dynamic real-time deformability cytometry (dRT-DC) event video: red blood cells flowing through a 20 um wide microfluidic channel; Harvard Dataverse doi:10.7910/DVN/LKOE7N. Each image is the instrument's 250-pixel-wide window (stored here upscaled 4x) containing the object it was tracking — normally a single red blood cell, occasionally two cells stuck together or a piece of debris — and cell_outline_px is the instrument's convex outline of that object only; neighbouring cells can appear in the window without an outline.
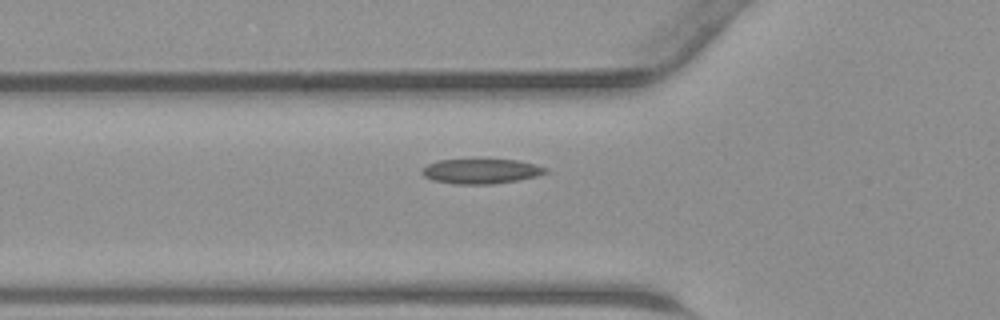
{"species": "common noctule bat (a hibernating species)", "species_latin": "Nyctalus noctula", "temperature_condition": "warm", "stored_images_in_passage": 40, "camera_frame_rate_fps": 3000, "um_per_image_px": 0.085, "animal": {"sex": "male", "body_mass_g": 23.1, "forearm_length_mm": 52.7}, "frame": {"image": 1, "passage_image": 16, "time_ms": 5.0, "image_size_px": [1000, 320], "cell_outline_px": [[552, 172], [536, 176], [516, 180], [492, 184], [452, 184], [432, 180], [424, 176], [420, 172], [420, 168], [428, 164], [440, 160], [516, 160], [536, 164], [548, 168]], "centroid_in_image_um": [40.89, 14.56], "position_along_channel_um": 84.9, "area_um2": 17.98}}
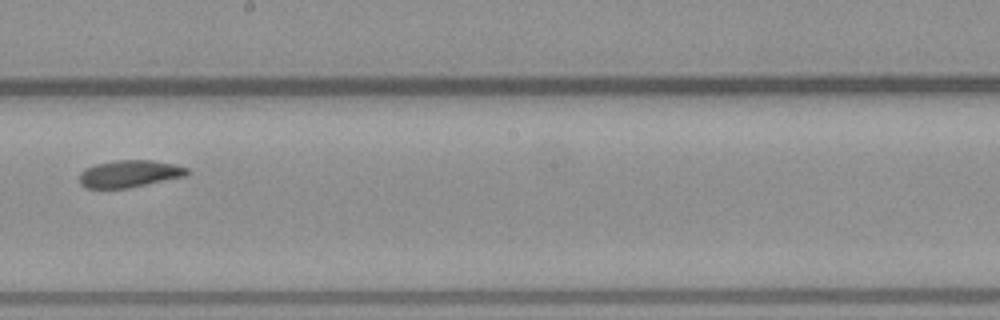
{"frame": {"image": 2, "passage_image": 26, "time_ms": 8.333, "image_size_px": [1000, 320], "cell_outline_px": [[188, 176], [128, 188], [84, 188], [80, 184], [80, 172], [84, 168], [96, 164], [116, 160], [152, 160], [172, 164], [188, 168]], "centroid_in_image_um": [10.99, 14.77], "position_along_channel_um": 237.2, "area_um2": 17.11}}
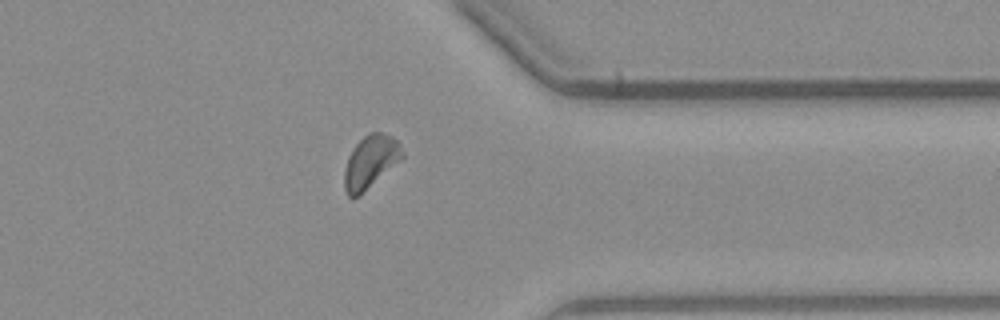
{"frame": {"image": 3, "passage_image": 36, "time_ms": 11.667, "image_size_px": [1000, 320], "cell_outline_px": [[404, 156], [400, 160], [360, 196], [352, 200], [348, 196], [344, 188], [344, 168], [348, 156], [352, 148], [368, 132], [380, 132], [392, 136], [400, 144], [404, 152]], "centroid_in_image_um": [31.46, 13.78], "position_along_channel_um": 379.9, "area_um2": 18.03}}